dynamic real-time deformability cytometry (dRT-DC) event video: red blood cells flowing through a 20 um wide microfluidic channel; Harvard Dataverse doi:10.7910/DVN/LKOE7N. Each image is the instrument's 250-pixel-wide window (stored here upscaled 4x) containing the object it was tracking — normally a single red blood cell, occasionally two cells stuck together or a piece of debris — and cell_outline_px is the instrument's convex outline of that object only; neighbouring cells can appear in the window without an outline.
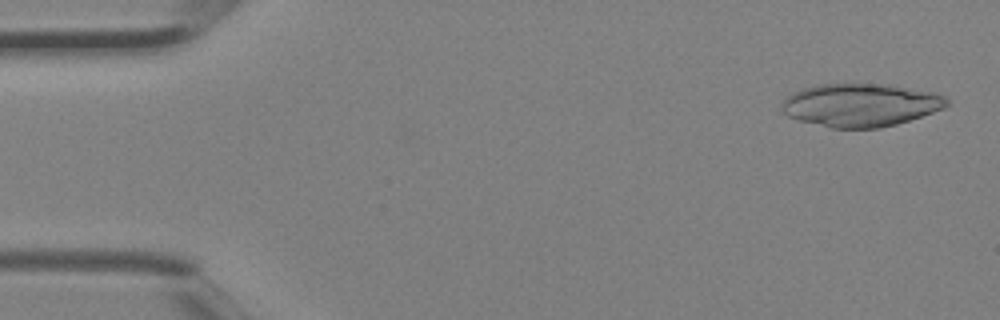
{"species": "Egyptian fruit bat (a non-hibernating species)", "species_latin": "Rousettus aegyptiacus", "temperature_condition": "room temperature", "stored_images_in_passage": 4, "camera_frame_rate_fps": 3000, "um_per_image_px": 0.085, "animal": {"sex": "female"}, "frame": {"image": 1, "passage_image": 1, "time_ms": 0.0, "image_size_px": [1000, 320], "cell_outline_px": [[948, 104], [944, 108], [896, 124], [880, 128], [832, 128], [800, 120], [788, 116], [780, 108], [780, 104], [792, 92], [816, 84], [888, 84], [936, 92], [948, 96]], "centroid_in_image_um": [73.16, 8.91], "position_along_channel_um": 11.8, "area_um2": 41.5}}